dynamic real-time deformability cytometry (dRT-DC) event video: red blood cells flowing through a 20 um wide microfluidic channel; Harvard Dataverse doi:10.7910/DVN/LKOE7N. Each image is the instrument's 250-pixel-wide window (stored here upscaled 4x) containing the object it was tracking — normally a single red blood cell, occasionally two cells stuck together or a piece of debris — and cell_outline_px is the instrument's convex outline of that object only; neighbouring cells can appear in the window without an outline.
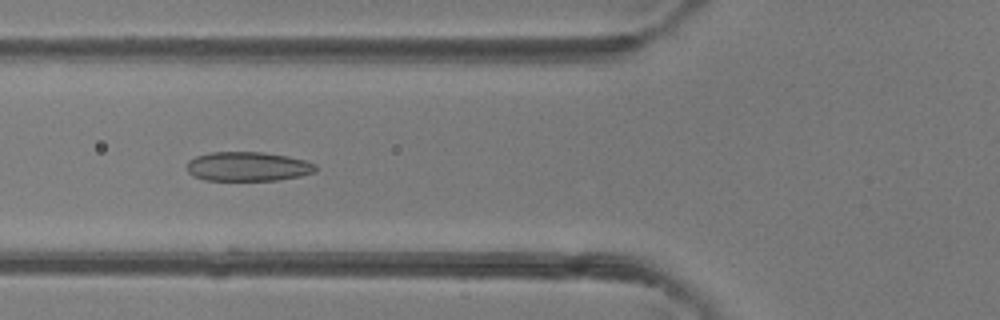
{"species": "common noctule bat (a hibernating species)", "species_latin": "Nyctalus noctula", "temperature_condition": "room temperature", "stored_images_in_passage": 4, "camera_frame_rate_fps": 3000, "um_per_image_px": 0.085, "animal": {"sex": "female"}, "frame": {"image": 1, "passage_image": 4, "time_ms": 3.333, "image_size_px": [1000, 320], "cell_outline_px": [[316, 172], [300, 176], [276, 180], [204, 180], [192, 176], [188, 172], [188, 160], [196, 156], [212, 152], [264, 152], [288, 156], [304, 160], [316, 164]], "centroid_in_image_um": [21.07, 14.15], "position_along_channel_um": 104.7, "area_um2": 22.02}}